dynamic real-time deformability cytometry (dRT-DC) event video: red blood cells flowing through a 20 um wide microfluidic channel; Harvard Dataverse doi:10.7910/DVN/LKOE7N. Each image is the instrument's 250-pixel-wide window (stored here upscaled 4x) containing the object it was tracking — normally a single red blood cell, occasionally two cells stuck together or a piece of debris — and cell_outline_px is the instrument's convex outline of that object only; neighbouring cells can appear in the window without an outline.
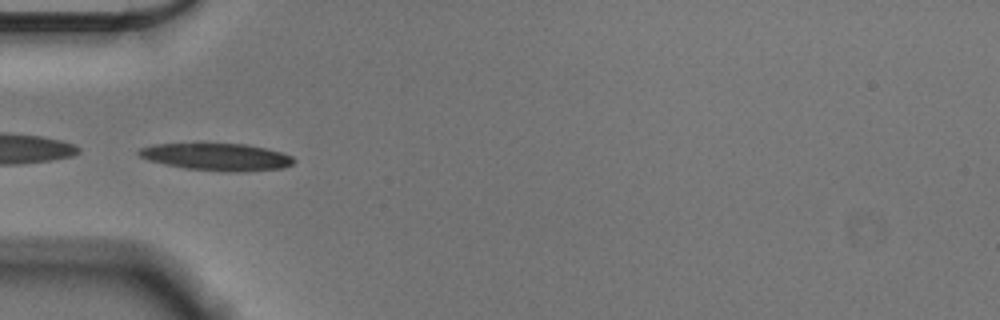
{"species": "Egyptian fruit bat (a non-hibernating species)", "species_latin": "Rousettus aegyptiacus", "temperature_condition": "cold", "stored_images_in_passage": 48, "camera_frame_rate_fps": 3000, "um_per_image_px": 0.085, "animal": {"sex": "male"}, "frame": {"image": 1, "passage_image": 10, "time_ms": 3.0, "image_size_px": [1000, 320], "cell_outline_px": [[296, 160], [292, 164], [284, 168], [236, 172], [228, 172], [184, 168], [164, 164], [148, 160], [140, 156], [136, 152], [140, 148], [152, 144], [200, 140], [248, 144], [280, 152], [292, 156]], "centroid_in_image_um": [18.35, 13.27], "position_along_channel_um": 66.7, "area_um2": 25.89}}
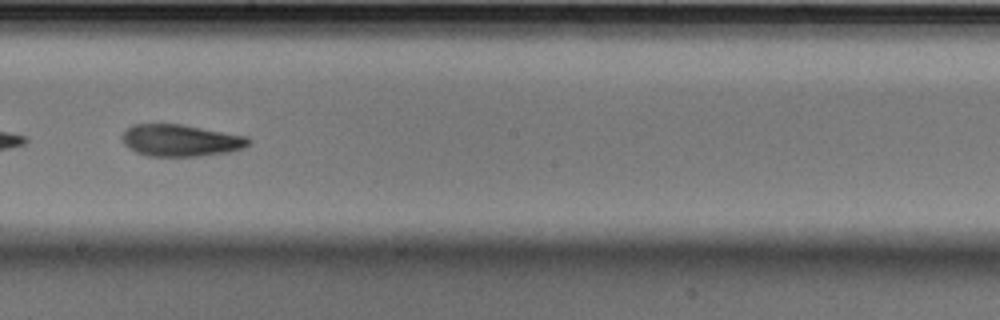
{"frame": {"image": 2, "passage_image": 24, "time_ms": 7.667, "image_size_px": [1000, 320], "cell_outline_px": [[252, 140], [244, 148], [228, 152], [200, 156], [148, 156], [136, 152], [128, 148], [124, 144], [124, 132], [132, 124], [180, 124], [248, 136]], "centroid_in_image_um": [15.39, 11.94], "position_along_channel_um": 232.8, "area_um2": 23.41}}
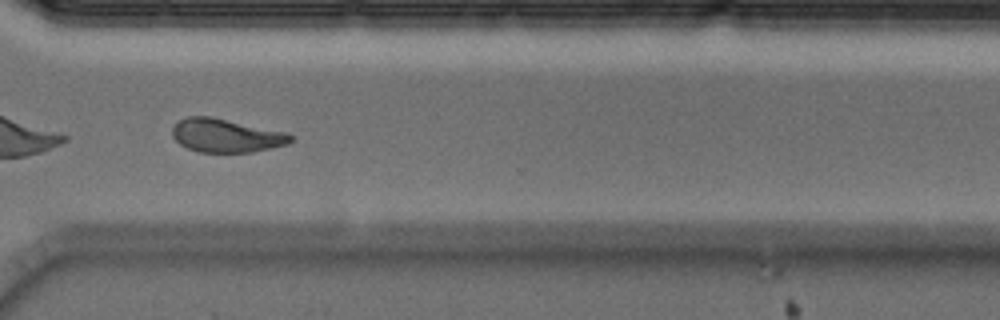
{"frame": {"image": 3, "passage_image": 34, "time_ms": 11.0, "image_size_px": [1000, 320], "cell_outline_px": [[292, 140], [288, 144], [252, 152], [200, 152], [188, 148], [180, 144], [172, 136], [172, 128], [176, 120], [188, 116], [208, 116], [288, 132], [292, 136]], "centroid_in_image_um": [19.19, 11.51], "position_along_channel_um": 351.4, "area_um2": 23.12}, "authors_computed_cell_mechanics": {"area_um2": 23.6691, "velocity_mm_per_s": 3.5672, "shape_relaxation_time_tau1_ms": 4.0279, "shape_relaxation_time_tau2_ms": 2.613, "deformation_change_tau1": 0.1364, "deformation_change_tau2": 0.0904}}